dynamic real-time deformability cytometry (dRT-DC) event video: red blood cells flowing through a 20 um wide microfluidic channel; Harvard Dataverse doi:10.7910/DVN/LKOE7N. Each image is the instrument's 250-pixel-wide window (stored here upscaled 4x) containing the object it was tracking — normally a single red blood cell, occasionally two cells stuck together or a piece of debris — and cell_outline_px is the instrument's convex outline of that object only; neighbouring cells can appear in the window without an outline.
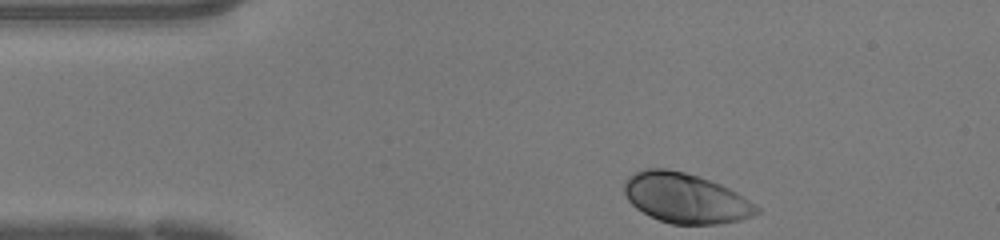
{"species": "human", "species_latin": "Homo sapiens", "temperature_condition": "warm", "stored_images_in_passage": 32, "camera_frame_rate_fps": 3000, "um_per_image_px": 0.085, "donor": {"sex": "female"}, "frame": {"image": 1, "passage_image": 1, "time_ms": 0.0, "image_size_px": [1000, 240], "cell_outline_px": [[760, 212], [752, 216], [740, 220], [720, 224], [672, 224], [660, 220], [636, 208], [628, 200], [624, 192], [624, 180], [632, 172], [644, 168], [664, 168], [684, 172], [720, 184], [736, 192], [756, 204], [760, 208]], "centroid_in_image_um": [58.26, 16.83], "position_along_channel_um": 26.7, "area_um2": 38.49}}
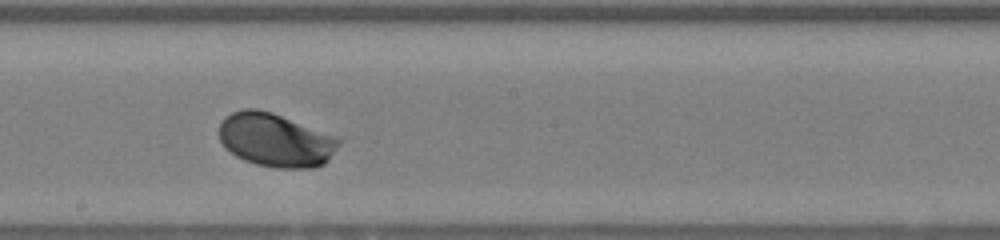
{"frame": {"image": 2, "passage_image": 19, "time_ms": 6.0, "image_size_px": [1000, 240], "cell_outline_px": [[340, 144], [328, 160], [324, 164], [312, 168], [276, 168], [256, 164], [244, 160], [236, 156], [220, 140], [220, 124], [224, 116], [232, 112], [244, 108], [256, 108], [272, 112], [336, 136], [340, 140]], "centroid_in_image_um": [23.43, 11.9], "position_along_channel_um": 224.8, "area_um2": 37.22}}
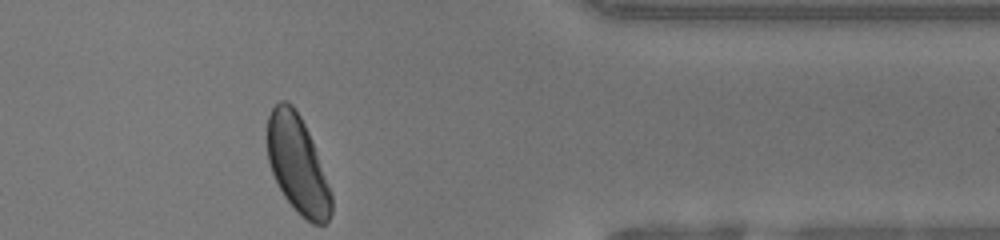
{"frame": {"image": 3, "passage_image": 32, "time_ms": 10.333, "image_size_px": [1000, 240], "cell_outline_px": [[332, 212], [328, 220], [324, 224], [312, 224], [284, 196], [272, 172], [268, 160], [268, 116], [272, 108], [280, 100], [284, 100], [292, 104], [296, 108], [312, 140], [332, 192]], "centroid_in_image_um": [25.31, 13.96], "position_along_channel_um": 386.1, "area_um2": 35.89}, "authors_computed_cell_mechanics": {"area_um2": 36.703, "velocity_mm_per_s": 4.219, "shape_relaxation_time_tau1_ms": 1.0686, "shape_relaxation_time_tau2_ms": null, "deformation_change_tau1": 0.1197, "deformation_change_tau2": null}}